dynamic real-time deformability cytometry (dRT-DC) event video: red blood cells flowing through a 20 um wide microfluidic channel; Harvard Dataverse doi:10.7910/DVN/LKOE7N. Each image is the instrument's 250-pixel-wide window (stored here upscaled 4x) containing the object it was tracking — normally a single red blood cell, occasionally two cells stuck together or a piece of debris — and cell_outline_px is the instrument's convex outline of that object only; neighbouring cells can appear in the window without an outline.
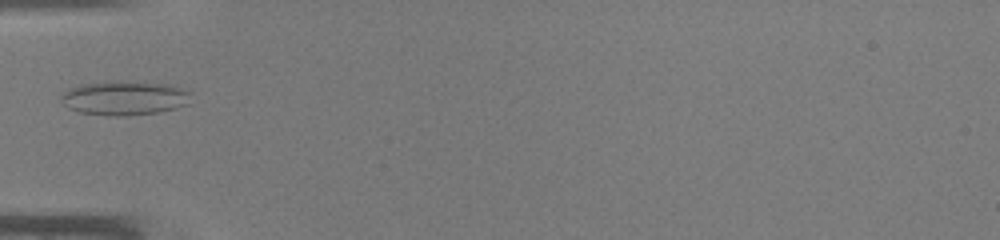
{"species": "common noctule bat (a hibernating species)", "species_latin": "Nyctalus noctula", "temperature_condition": "warm", "stored_images_in_passage": 9, "camera_frame_rate_fps": 3000, "um_per_image_px": 0.085, "animal": {"sex": "male", "body_mass_g": 19.0, "forearm_length_mm": 50.8}, "frame": {"image": 1, "passage_image": 1, "time_ms": 0.0, "image_size_px": [1000, 240], "cell_outline_px": [[188, 104], [156, 112], [124, 116], [112, 116], [80, 112], [68, 108], [60, 100], [60, 96], [64, 92], [80, 84], [104, 80], [120, 80], [176, 84], [188, 92]], "centroid_in_image_um": [10.54, 8.29], "position_along_channel_um": 74.5, "area_um2": 26.13}}
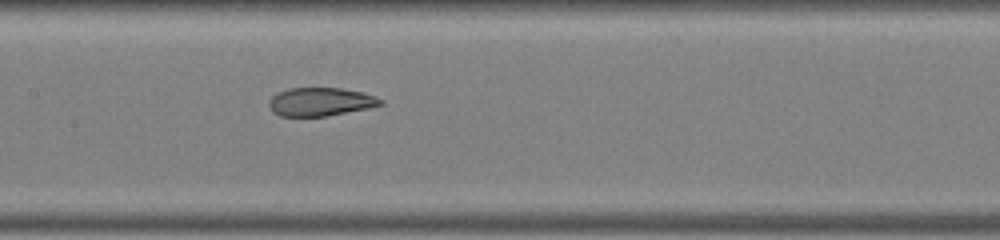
{"frame": {"image": 2, "passage_image": 8, "time_ms": 2.333, "image_size_px": [1000, 240], "cell_outline_px": [[384, 104], [368, 108], [324, 116], [280, 116], [272, 112], [268, 104], [268, 100], [276, 92], [288, 88], [340, 88], [360, 92], [376, 96], [384, 100]], "centroid_in_image_um": [27.2, 8.65], "position_along_channel_um": 180.2, "area_um2": 18.5}}